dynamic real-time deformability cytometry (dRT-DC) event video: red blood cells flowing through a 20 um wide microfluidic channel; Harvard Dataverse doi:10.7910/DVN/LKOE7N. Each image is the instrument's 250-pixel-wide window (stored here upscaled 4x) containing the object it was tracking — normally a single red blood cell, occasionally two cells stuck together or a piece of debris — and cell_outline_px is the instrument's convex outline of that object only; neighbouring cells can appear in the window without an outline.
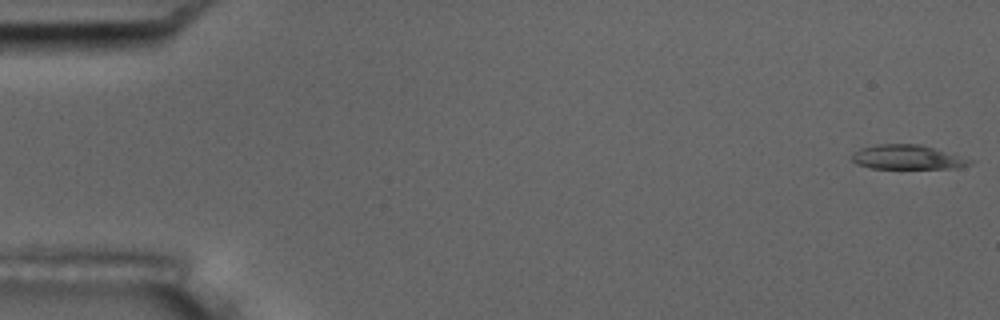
{"species": "common noctule bat (a hibernating species)", "species_latin": "Nyctalus noctula", "temperature_condition": "room temperature", "stored_images_in_passage": 5, "camera_frame_rate_fps": 3000, "um_per_image_px": 0.085, "animal": {"sex": "male", "body_mass_g": 17.5, "forearm_length_mm": 52.3}, "frame": {"image": 1, "passage_image": 1, "time_ms": 0.0, "image_size_px": [1000, 320], "cell_outline_px": [[976, 160], [972, 164], [956, 168], [872, 168], [856, 164], [852, 160], [852, 152], [860, 148], [876, 144], [920, 144]], "centroid_in_image_um": [77.14, 13.36], "position_along_channel_um": 7.9, "area_um2": 16.88}}